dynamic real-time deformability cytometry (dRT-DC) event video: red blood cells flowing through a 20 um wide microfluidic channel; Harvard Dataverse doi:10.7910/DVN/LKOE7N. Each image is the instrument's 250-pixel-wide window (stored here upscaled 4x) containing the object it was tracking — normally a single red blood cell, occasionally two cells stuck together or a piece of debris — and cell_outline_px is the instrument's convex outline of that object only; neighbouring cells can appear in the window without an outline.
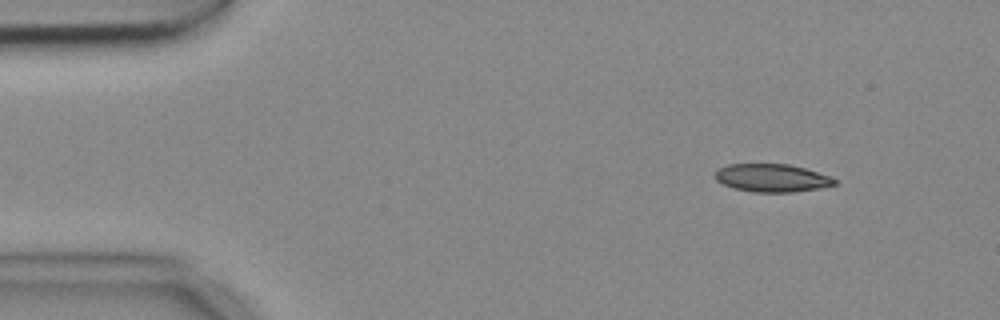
{"species": "common noctule bat (a hibernating species)", "species_latin": "Nyctalus noctula", "temperature_condition": "cold", "stored_images_in_passage": 3, "camera_frame_rate_fps": 3000, "um_per_image_px": 0.085, "animal": {"sex": "female", "body_mass_g": 18.4}, "frame": {"image": 1, "passage_image": 1, "time_ms": 0.0, "image_size_px": [1000, 320], "cell_outline_px": [[836, 184], [820, 188], [792, 192], [752, 192], [732, 188], [716, 180], [716, 172], [720, 168], [728, 164], [788, 164], [804, 168], [828, 176], [836, 180]], "centroid_in_image_um": [65.59, 15.13], "position_along_channel_um": 19.4, "area_um2": 19.25}}
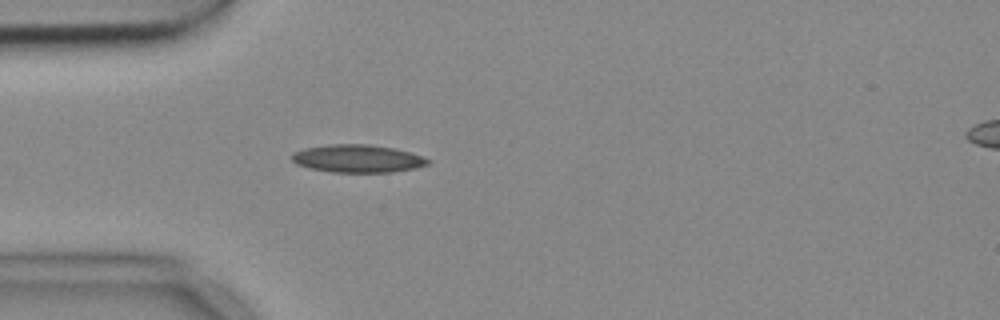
{"frame": {"image": 2, "passage_image": 3, "time_ms": 0.667, "image_size_px": [1000, 320], "cell_outline_px": [[432, 160], [428, 164], [416, 168], [392, 172], [332, 172], [308, 168], [296, 164], [292, 160], [292, 152], [304, 148], [328, 144], [368, 144], [396, 148], [424, 156]], "centroid_in_image_um": [30.41, 13.47], "position_along_channel_um": 54.6, "area_um2": 22.31}}